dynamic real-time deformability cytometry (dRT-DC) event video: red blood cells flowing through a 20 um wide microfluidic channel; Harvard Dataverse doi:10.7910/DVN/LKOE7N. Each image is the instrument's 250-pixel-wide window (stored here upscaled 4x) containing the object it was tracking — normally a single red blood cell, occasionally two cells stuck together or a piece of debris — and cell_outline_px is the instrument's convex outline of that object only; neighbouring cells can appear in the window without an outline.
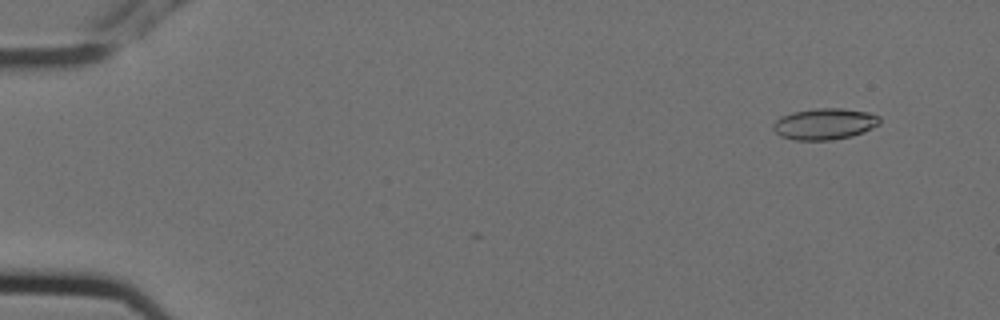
{"species": "Egyptian fruit bat (a non-hibernating species)", "species_latin": "Rousettus aegyptiacus", "temperature_condition": "cold", "stored_images_in_passage": 5, "camera_frame_rate_fps": 3000, "um_per_image_px": 0.085, "animal": {"sex": "female"}, "frame": {"image": 1, "passage_image": 2, "time_ms": 0.333, "image_size_px": [1000, 320], "cell_outline_px": [[880, 124], [864, 132], [852, 136], [832, 140], [792, 140], [780, 136], [772, 128], [772, 124], [780, 116], [792, 112], [816, 108], [844, 108], [868, 112], [880, 116]], "centroid_in_image_um": [70.09, 10.53], "position_along_channel_um": 14.9, "area_um2": 19.71}}
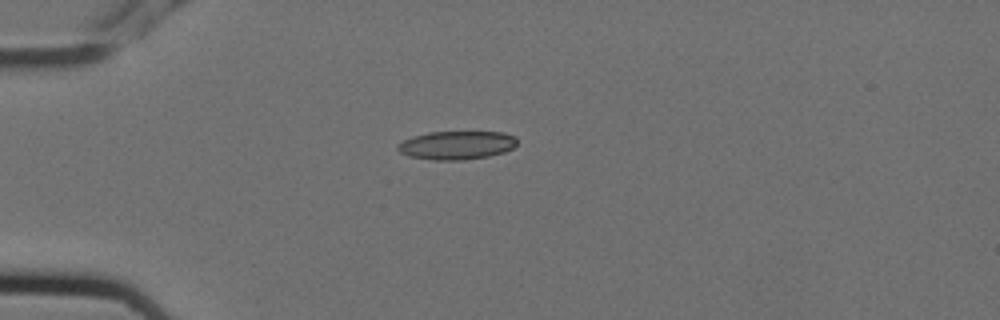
{"frame": {"image": 2, "passage_image": 5, "time_ms": 1.333, "image_size_px": [1000, 320], "cell_outline_px": [[516, 144], [512, 148], [504, 152], [488, 156], [460, 160], [432, 160], [408, 156], [400, 152], [396, 148], [396, 144], [412, 136], [428, 132], [504, 132], [516, 136]], "centroid_in_image_um": [38.79, 12.34], "position_along_channel_um": 46.2, "area_um2": 19.88}}